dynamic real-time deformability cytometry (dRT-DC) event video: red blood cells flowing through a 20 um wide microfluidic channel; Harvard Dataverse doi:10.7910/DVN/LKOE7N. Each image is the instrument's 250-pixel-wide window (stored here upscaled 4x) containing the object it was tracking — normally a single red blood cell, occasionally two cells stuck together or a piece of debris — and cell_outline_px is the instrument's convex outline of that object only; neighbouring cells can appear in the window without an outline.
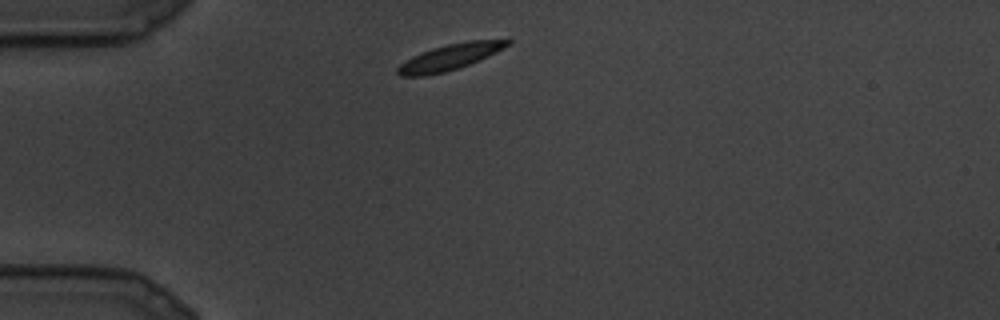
{"species": "common noctule bat (a hibernating species)", "species_latin": "Nyctalus noctula", "temperature_condition": "cold", "stored_images_in_passage": 6, "camera_frame_rate_fps": 3000, "um_per_image_px": 0.085, "animal": {"sex": "male", "body_mass_g": 19.5, "forearm_length_mm": 54.6}, "frame": {"image": 1, "passage_image": 1, "time_ms": 0.0, "image_size_px": [1000, 320], "cell_outline_px": [[512, 44], [496, 52], [460, 68], [444, 72], [424, 76], [400, 76], [396, 72], [396, 68], [400, 64], [412, 56], [432, 48], [448, 44], [468, 40], [508, 36], [512, 40]], "centroid_in_image_um": [38.36, 4.8], "position_along_channel_um": 46.6, "area_um2": 17.17}}
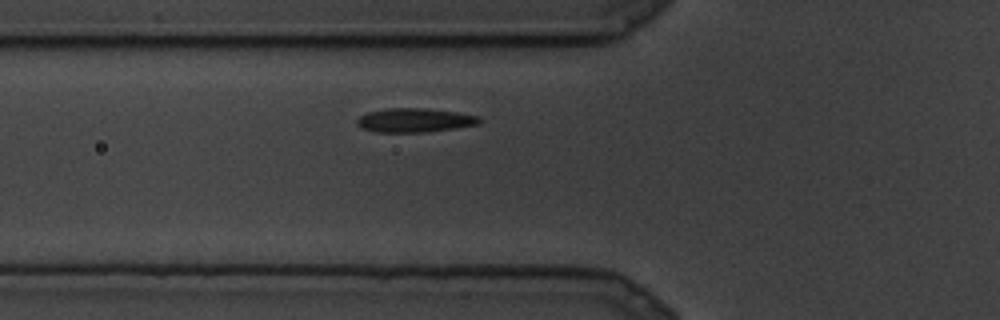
{"frame": {"image": 2, "passage_image": 4, "time_ms": 1.0, "image_size_px": [1000, 320], "cell_outline_px": [[480, 120], [476, 124], [456, 128], [428, 132], [376, 132], [360, 128], [356, 124], [356, 120], [360, 116], [368, 112], [388, 108], [420, 108], [456, 112], [480, 116]], "centroid_in_image_um": [35.2, 10.22], "position_along_channel_um": 90.6, "area_um2": 17.05}}
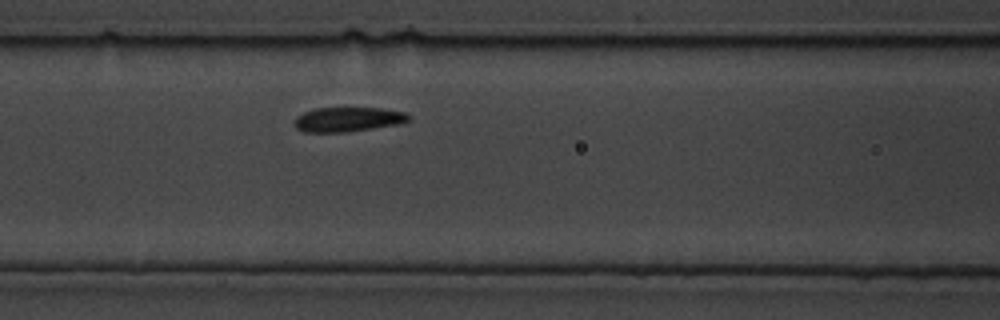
{"frame": {"image": 3, "passage_image": 6, "time_ms": 1.667, "image_size_px": [1000, 320], "cell_outline_px": [[408, 120], [400, 124], [348, 132], [304, 132], [296, 128], [292, 124], [296, 116], [304, 112], [316, 108], [384, 108], [404, 112], [408, 116]], "centroid_in_image_um": [29.52, 10.15], "position_along_channel_um": 137.1, "area_um2": 16.42}}